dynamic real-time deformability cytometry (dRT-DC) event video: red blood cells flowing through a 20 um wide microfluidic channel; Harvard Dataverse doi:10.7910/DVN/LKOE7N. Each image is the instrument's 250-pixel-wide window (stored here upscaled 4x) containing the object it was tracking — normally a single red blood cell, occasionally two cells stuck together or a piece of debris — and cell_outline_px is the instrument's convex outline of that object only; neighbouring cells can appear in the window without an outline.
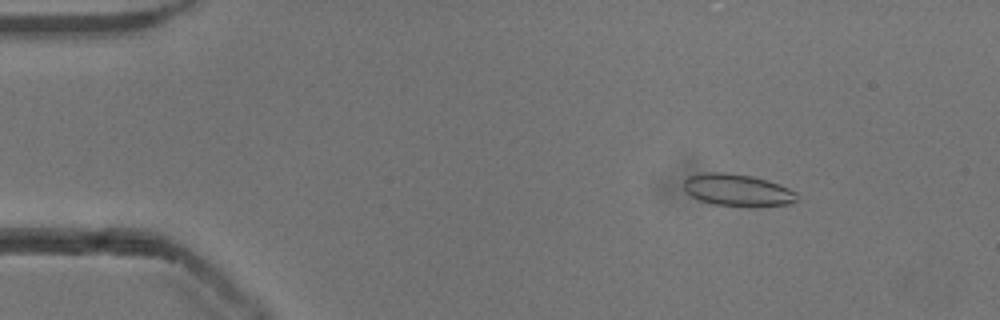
{"species": "common noctule bat (a hibernating species)", "species_latin": "Nyctalus noctula", "temperature_condition": "cold", "stored_images_in_passage": 54, "camera_frame_rate_fps": 3000, "um_per_image_px": 0.085, "animal": {"sex": "male", "body_mass_g": 13.3}, "frame": {"image": 1, "passage_image": 8, "time_ms": 2.333, "image_size_px": [1000, 320], "cell_outline_px": [[796, 200], [792, 204], [756, 208], [744, 208], [712, 204], [700, 200], [692, 196], [684, 188], [684, 180], [688, 176], [704, 172], [728, 172], [752, 176], [768, 180], [780, 184], [796, 192]], "centroid_in_image_um": [62.72, 16.18], "position_along_channel_um": 22.3, "area_um2": 21.79}}
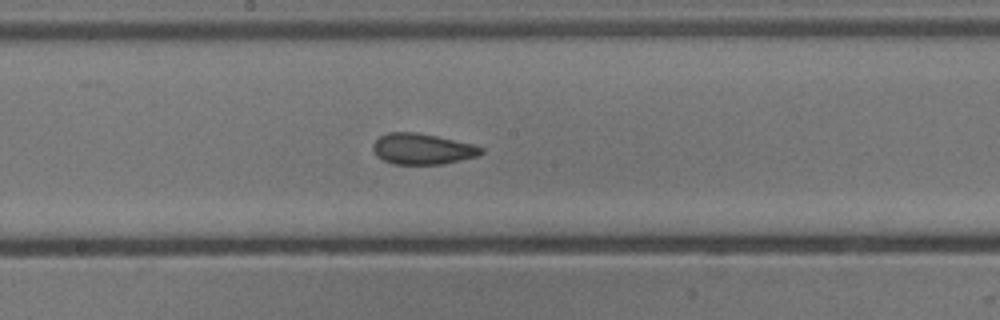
{"frame": {"image": 2, "passage_image": 29, "time_ms": 9.333, "image_size_px": [1000, 320], "cell_outline_px": [[484, 152], [480, 156], [444, 164], [392, 164], [376, 156], [372, 148], [372, 144], [380, 136], [388, 132], [416, 132], [436, 136], [472, 144], [484, 148]], "centroid_in_image_um": [35.91, 12.67], "position_along_channel_um": 212.3, "area_um2": 19.59}}
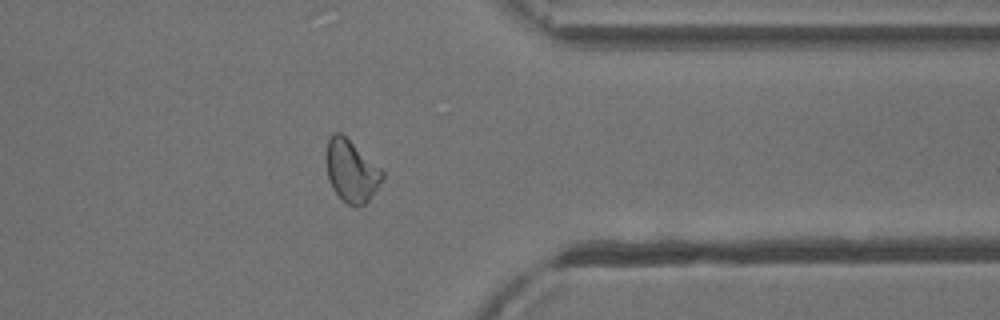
{"frame": {"image": 3, "passage_image": 43, "time_ms": 14.0, "image_size_px": [1000, 320], "cell_outline_px": [[384, 176], [368, 200], [364, 204], [348, 204], [332, 188], [328, 180], [324, 156], [328, 140], [332, 132], [340, 132], [380, 168], [384, 172]], "centroid_in_image_um": [29.8, 14.48], "position_along_channel_um": 381.6, "area_um2": 19.88}, "authors_computed_cell_mechanics": {"area_um2": 20.519, "velocity_mm_per_s": 3.8504, "shape_relaxation_time_tau1_ms": 7.4117, "shape_relaxation_time_tau2_ms": 1.8062, "deformation_change_tau1": 0.1364, "deformation_change_tau2": 0.0569}}